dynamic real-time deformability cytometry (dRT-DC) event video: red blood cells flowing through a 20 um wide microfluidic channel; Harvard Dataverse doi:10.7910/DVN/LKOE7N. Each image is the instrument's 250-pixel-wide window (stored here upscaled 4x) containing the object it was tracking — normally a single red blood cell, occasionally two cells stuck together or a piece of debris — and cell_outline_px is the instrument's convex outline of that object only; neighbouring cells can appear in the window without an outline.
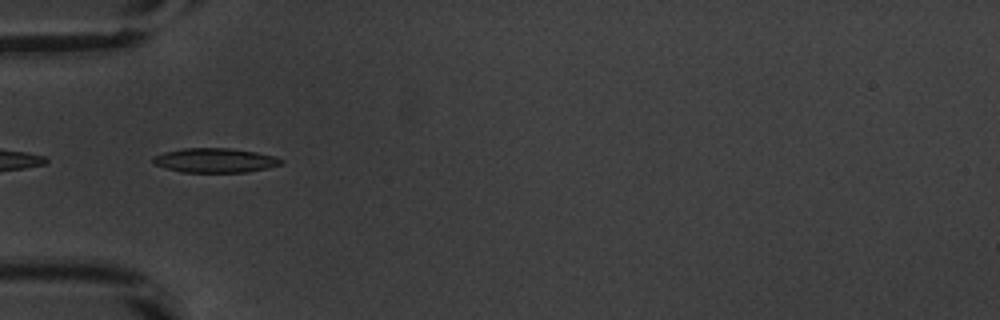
{"species": "common noctule bat (a hibernating species)", "species_latin": "Nyctalus noctula", "temperature_condition": "warm", "stored_images_in_passage": 19, "camera_frame_rate_fps": 3000, "um_per_image_px": 0.085, "animal": {"sex": "male", "body_mass_g": 20.1, "forearm_length_mm": 53.5}, "frame": {"image": 1, "passage_image": 14, "time_ms": 4.333, "image_size_px": [1000, 320], "cell_outline_px": [[284, 164], [268, 168], [244, 172], [180, 172], [164, 168], [152, 164], [152, 156], [164, 152], [184, 148], [228, 148], [256, 152], [276, 156], [284, 160]], "centroid_in_image_um": [18.26, 13.63], "position_along_channel_um": 66.7, "area_um2": 18.44}}